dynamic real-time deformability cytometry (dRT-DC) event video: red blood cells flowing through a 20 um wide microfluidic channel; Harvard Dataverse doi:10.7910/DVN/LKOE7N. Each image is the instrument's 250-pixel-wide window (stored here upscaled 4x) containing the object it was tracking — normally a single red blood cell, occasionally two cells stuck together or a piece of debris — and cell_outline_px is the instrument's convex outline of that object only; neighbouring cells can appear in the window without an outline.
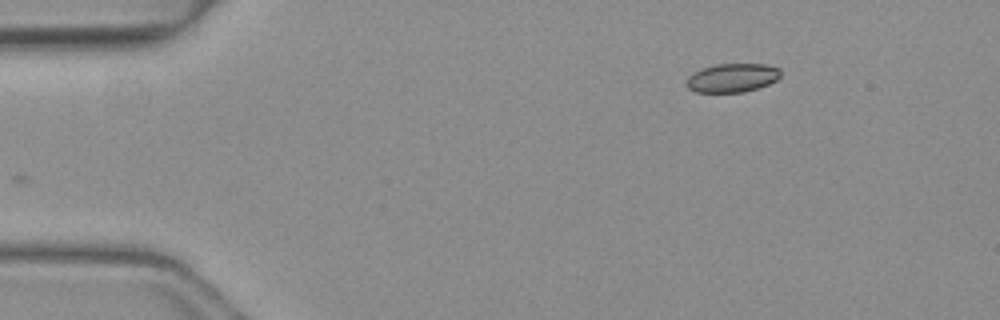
{"species": "common noctule bat (a hibernating species)", "species_latin": "Nyctalus noctula", "temperature_condition": "warm", "stored_images_in_passage": 32, "camera_frame_rate_fps": 3000, "um_per_image_px": 0.085, "animal": {"sex": "female", "body_mass_g": 19.3, "forearm_length_mm": 54.1}, "frame": {"image": 1, "passage_image": 1, "time_ms": 0.0, "image_size_px": [1000, 320], "cell_outline_px": [[780, 76], [776, 80], [768, 84], [744, 92], [696, 92], [688, 88], [684, 84], [688, 76], [692, 72], [700, 68], [716, 64], [764, 64], [780, 68]], "centroid_in_image_um": [62.19, 6.61], "position_along_channel_um": 22.8, "area_um2": 15.9}}
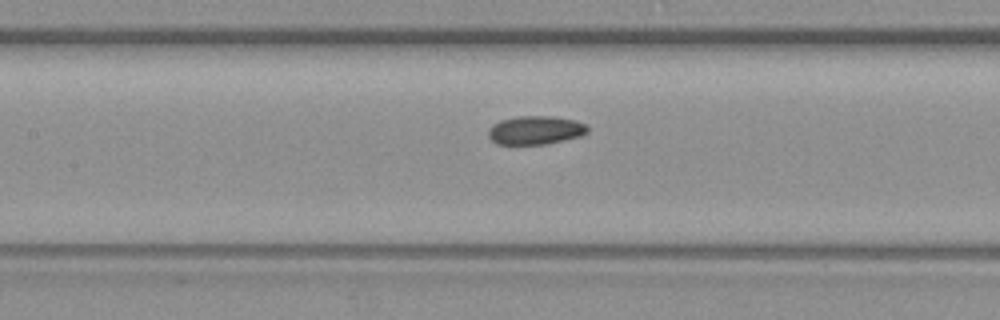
{"frame": {"image": 2, "passage_image": 17, "time_ms": 5.333, "image_size_px": [1000, 320], "cell_outline_px": [[588, 132], [580, 136], [548, 144], [496, 144], [488, 136], [488, 128], [492, 124], [500, 120], [516, 116], [556, 116], [576, 120], [588, 124]], "centroid_in_image_um": [45.52, 11.05], "position_along_channel_um": 161.9, "area_um2": 16.82}}
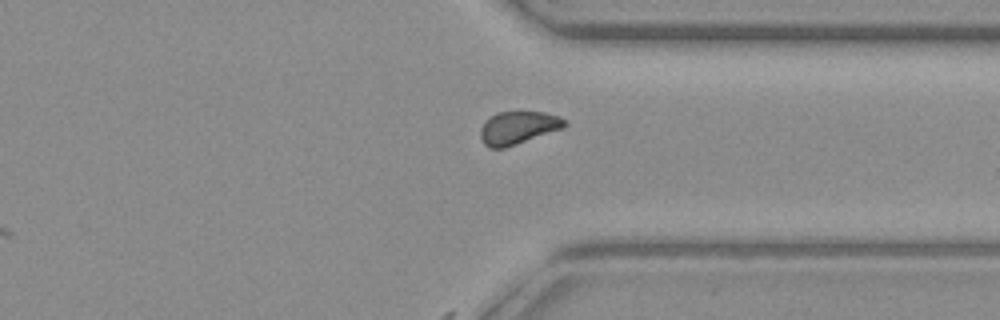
{"frame": {"image": 3, "passage_image": 32, "time_ms": 10.333, "image_size_px": [1000, 320], "cell_outline_px": [[568, 124], [564, 128], [504, 148], [488, 148], [484, 144], [480, 136], [480, 128], [484, 120], [496, 112], [544, 112], [560, 116]], "centroid_in_image_um": [44.02, 10.85], "position_along_channel_um": 367.4, "area_um2": 16.24}}